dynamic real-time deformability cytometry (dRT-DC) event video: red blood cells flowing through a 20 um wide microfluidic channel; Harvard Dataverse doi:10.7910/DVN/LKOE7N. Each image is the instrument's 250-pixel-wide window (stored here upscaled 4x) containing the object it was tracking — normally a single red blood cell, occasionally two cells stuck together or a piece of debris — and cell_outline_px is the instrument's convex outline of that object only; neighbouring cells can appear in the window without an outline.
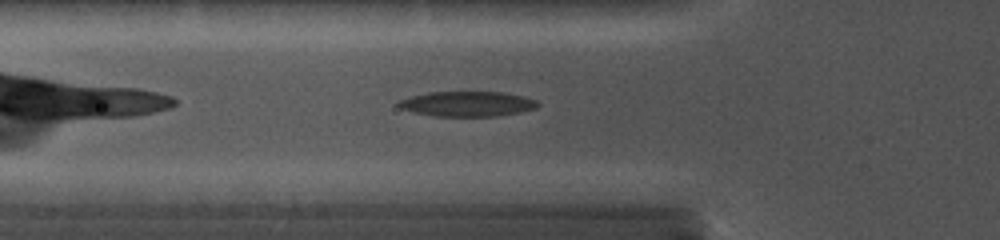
{"species": "common noctule bat (a hibernating species)", "species_latin": "Nyctalus noctula", "temperature_condition": "cold", "stored_images_in_passage": 43, "camera_frame_rate_fps": 5000, "um_per_image_px": 0.085, "animal": {"sex": "female", "body_mass_g": 19.0, "forearm_length_mm": 56.7}, "frame": {"image": 1, "passage_image": 6, "time_ms": 2.0, "image_size_px": [1000, 240], "cell_outline_px": [[540, 104], [536, 108], [516, 112], [492, 116], [436, 116], [416, 112], [400, 108], [396, 104], [400, 100], [412, 96], [428, 92], [500, 92], [520, 96], [536, 100]], "centroid_in_image_um": [39.69, 8.82], "position_along_channel_um": 86.1, "area_um2": 19.88}}
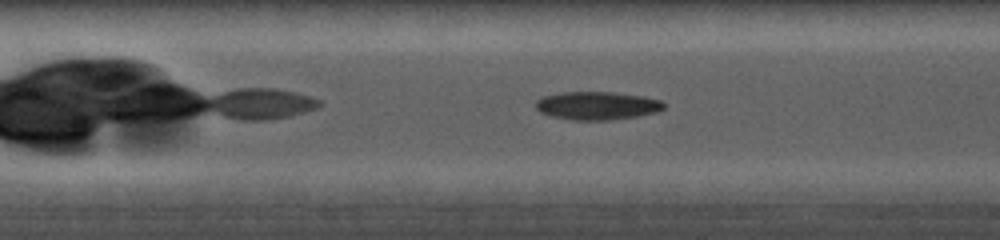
{"frame": {"image": 2, "passage_image": 13, "time_ms": 3.8, "image_size_px": [1000, 240], "cell_outline_px": [[664, 108], [652, 112], [636, 116], [608, 120], [572, 120], [552, 116], [540, 112], [536, 108], [536, 100], [544, 96], [560, 92], [612, 92], [644, 96], [660, 100], [664, 104]], "centroid_in_image_um": [50.71, 8.97], "position_along_channel_um": 156.7, "area_um2": 20.81}}
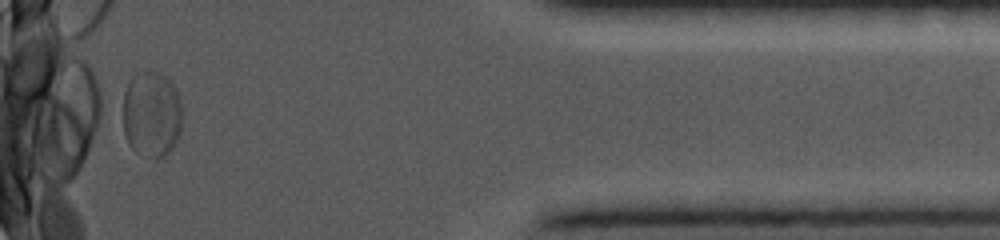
{"frame": {"image": 3, "passage_image": 43, "time_ms": 11.6, "image_size_px": [1000, 240], "cell_outline_px": [[180, 136], [172, 148], [164, 156], [156, 160], [132, 148], [128, 144], [124, 132], [124, 92], [128, 80], [132, 76], [144, 72], [160, 72], [176, 88], [180, 96]], "centroid_in_image_um": [12.89, 9.71], "position_along_channel_um": 422.3, "area_um2": 29.65}}